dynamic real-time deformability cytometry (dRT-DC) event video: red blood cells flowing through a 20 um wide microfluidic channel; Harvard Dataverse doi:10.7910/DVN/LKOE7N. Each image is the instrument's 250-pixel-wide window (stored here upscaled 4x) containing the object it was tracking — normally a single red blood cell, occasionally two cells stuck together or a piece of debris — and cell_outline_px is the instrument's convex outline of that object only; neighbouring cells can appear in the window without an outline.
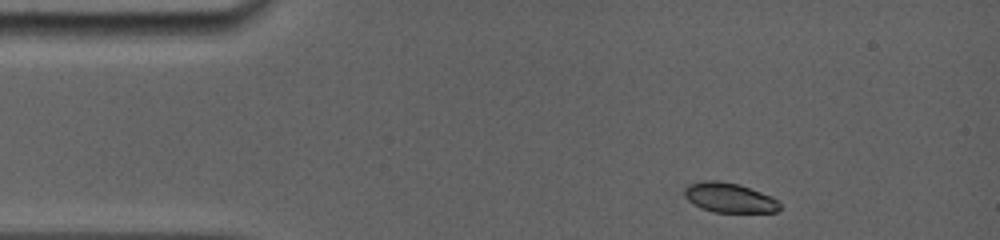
{"species": "common noctule bat (a hibernating species)", "species_latin": "Nyctalus noctula", "temperature_condition": "room temperature", "stored_images_in_passage": 15, "camera_frame_rate_fps": 5000, "um_per_image_px": 0.085, "animal": {"sex": "female", "body_mass_g": 19.0, "forearm_length_mm": 56.7}, "frame": {"image": 1, "passage_image": 1, "time_ms": 0.0, "image_size_px": [1000, 240], "cell_outline_px": [[780, 208], [776, 212], [712, 212], [700, 208], [692, 204], [684, 196], [684, 188], [688, 184], [700, 180], [716, 180], [736, 184], [772, 196], [780, 204]], "centroid_in_image_um": [61.93, 16.81], "position_along_channel_um": 23.1, "area_um2": 16.53}}
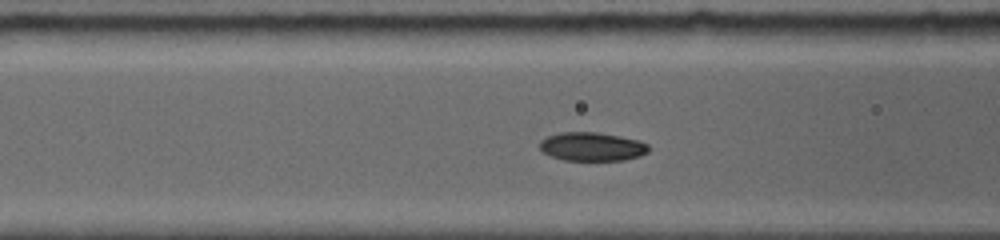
{"frame": {"image": 2, "passage_image": 9, "time_ms": 4.0, "image_size_px": [1000, 240], "cell_outline_px": [[648, 152], [640, 156], [624, 160], [564, 160], [552, 156], [544, 152], [540, 148], [540, 140], [548, 136], [560, 132], [596, 132], [620, 136], [636, 140], [648, 144]], "centroid_in_image_um": [50.32, 12.46], "position_along_channel_um": 116.3, "area_um2": 18.03}}
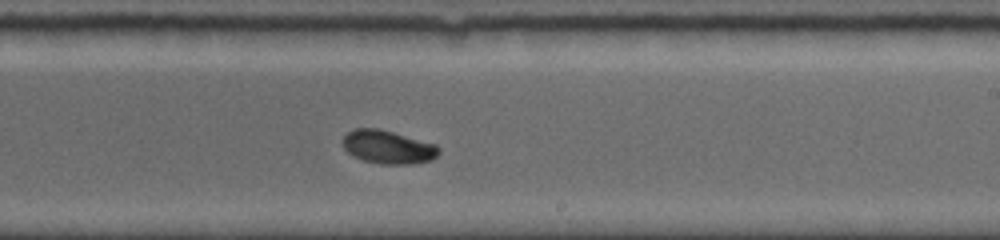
{"frame": {"image": 3, "passage_image": 15, "time_ms": 7.6, "image_size_px": [1000, 240], "cell_outline_px": [[440, 152], [432, 160], [412, 164], [380, 164], [364, 160], [352, 156], [344, 148], [340, 140], [348, 132], [356, 128], [380, 128], [436, 144], [440, 148]], "centroid_in_image_um": [32.97, 12.49], "position_along_channel_um": 256.0, "area_um2": 18.9}}